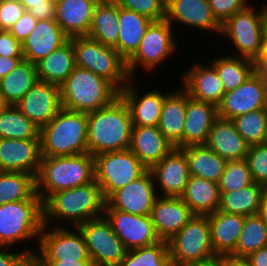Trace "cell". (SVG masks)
<instances>
[{
    "label": "cell",
    "mask_w": 267,
    "mask_h": 266,
    "mask_svg": "<svg viewBox=\"0 0 267 266\" xmlns=\"http://www.w3.org/2000/svg\"><path fill=\"white\" fill-rule=\"evenodd\" d=\"M119 7L135 11L152 21L165 19L166 0H114Z\"/></svg>",
    "instance_id": "cell-46"
},
{
    "label": "cell",
    "mask_w": 267,
    "mask_h": 266,
    "mask_svg": "<svg viewBox=\"0 0 267 266\" xmlns=\"http://www.w3.org/2000/svg\"><path fill=\"white\" fill-rule=\"evenodd\" d=\"M183 85L191 98L216 106L225 93L223 84L212 64L210 67L200 64L191 67L183 75Z\"/></svg>",
    "instance_id": "cell-28"
},
{
    "label": "cell",
    "mask_w": 267,
    "mask_h": 266,
    "mask_svg": "<svg viewBox=\"0 0 267 266\" xmlns=\"http://www.w3.org/2000/svg\"><path fill=\"white\" fill-rule=\"evenodd\" d=\"M75 66L88 69L111 82L119 91L131 80L126 60L113 47L87 36L72 37Z\"/></svg>",
    "instance_id": "cell-6"
},
{
    "label": "cell",
    "mask_w": 267,
    "mask_h": 266,
    "mask_svg": "<svg viewBox=\"0 0 267 266\" xmlns=\"http://www.w3.org/2000/svg\"><path fill=\"white\" fill-rule=\"evenodd\" d=\"M35 65L40 81L60 86L75 68L72 37Z\"/></svg>",
    "instance_id": "cell-33"
},
{
    "label": "cell",
    "mask_w": 267,
    "mask_h": 266,
    "mask_svg": "<svg viewBox=\"0 0 267 266\" xmlns=\"http://www.w3.org/2000/svg\"><path fill=\"white\" fill-rule=\"evenodd\" d=\"M255 72L267 75V43H263L260 56L254 61Z\"/></svg>",
    "instance_id": "cell-56"
},
{
    "label": "cell",
    "mask_w": 267,
    "mask_h": 266,
    "mask_svg": "<svg viewBox=\"0 0 267 266\" xmlns=\"http://www.w3.org/2000/svg\"><path fill=\"white\" fill-rule=\"evenodd\" d=\"M211 64L215 67L225 92L236 89L255 72V62L238 55L216 58Z\"/></svg>",
    "instance_id": "cell-38"
},
{
    "label": "cell",
    "mask_w": 267,
    "mask_h": 266,
    "mask_svg": "<svg viewBox=\"0 0 267 266\" xmlns=\"http://www.w3.org/2000/svg\"><path fill=\"white\" fill-rule=\"evenodd\" d=\"M258 215L260 216V218L263 220L264 224L267 227V189H265V191L261 196Z\"/></svg>",
    "instance_id": "cell-59"
},
{
    "label": "cell",
    "mask_w": 267,
    "mask_h": 266,
    "mask_svg": "<svg viewBox=\"0 0 267 266\" xmlns=\"http://www.w3.org/2000/svg\"><path fill=\"white\" fill-rule=\"evenodd\" d=\"M237 132L251 145L263 144L267 131V109H258L231 119Z\"/></svg>",
    "instance_id": "cell-43"
},
{
    "label": "cell",
    "mask_w": 267,
    "mask_h": 266,
    "mask_svg": "<svg viewBox=\"0 0 267 266\" xmlns=\"http://www.w3.org/2000/svg\"><path fill=\"white\" fill-rule=\"evenodd\" d=\"M9 105L10 104L7 102V100L0 91V113L4 111Z\"/></svg>",
    "instance_id": "cell-62"
},
{
    "label": "cell",
    "mask_w": 267,
    "mask_h": 266,
    "mask_svg": "<svg viewBox=\"0 0 267 266\" xmlns=\"http://www.w3.org/2000/svg\"><path fill=\"white\" fill-rule=\"evenodd\" d=\"M68 40L56 20H40L22 43L24 60L36 64Z\"/></svg>",
    "instance_id": "cell-22"
},
{
    "label": "cell",
    "mask_w": 267,
    "mask_h": 266,
    "mask_svg": "<svg viewBox=\"0 0 267 266\" xmlns=\"http://www.w3.org/2000/svg\"><path fill=\"white\" fill-rule=\"evenodd\" d=\"M132 120L128 106L119 96L110 105L87 113V148L95 156L130 147Z\"/></svg>",
    "instance_id": "cell-1"
},
{
    "label": "cell",
    "mask_w": 267,
    "mask_h": 266,
    "mask_svg": "<svg viewBox=\"0 0 267 266\" xmlns=\"http://www.w3.org/2000/svg\"><path fill=\"white\" fill-rule=\"evenodd\" d=\"M226 266H252L246 257H236L233 255H225Z\"/></svg>",
    "instance_id": "cell-58"
},
{
    "label": "cell",
    "mask_w": 267,
    "mask_h": 266,
    "mask_svg": "<svg viewBox=\"0 0 267 266\" xmlns=\"http://www.w3.org/2000/svg\"><path fill=\"white\" fill-rule=\"evenodd\" d=\"M245 159L253 181L267 189V146L265 144L251 145Z\"/></svg>",
    "instance_id": "cell-45"
},
{
    "label": "cell",
    "mask_w": 267,
    "mask_h": 266,
    "mask_svg": "<svg viewBox=\"0 0 267 266\" xmlns=\"http://www.w3.org/2000/svg\"><path fill=\"white\" fill-rule=\"evenodd\" d=\"M35 179L36 193L44 202L55 192L94 181V156L87 152L72 156L41 157Z\"/></svg>",
    "instance_id": "cell-3"
},
{
    "label": "cell",
    "mask_w": 267,
    "mask_h": 266,
    "mask_svg": "<svg viewBox=\"0 0 267 266\" xmlns=\"http://www.w3.org/2000/svg\"><path fill=\"white\" fill-rule=\"evenodd\" d=\"M265 189L264 186L254 182L241 190L221 193L218 210L244 217L258 214L261 196Z\"/></svg>",
    "instance_id": "cell-37"
},
{
    "label": "cell",
    "mask_w": 267,
    "mask_h": 266,
    "mask_svg": "<svg viewBox=\"0 0 267 266\" xmlns=\"http://www.w3.org/2000/svg\"><path fill=\"white\" fill-rule=\"evenodd\" d=\"M182 266H226L225 256L216 255L215 257L205 260V261H200L196 263H188Z\"/></svg>",
    "instance_id": "cell-57"
},
{
    "label": "cell",
    "mask_w": 267,
    "mask_h": 266,
    "mask_svg": "<svg viewBox=\"0 0 267 266\" xmlns=\"http://www.w3.org/2000/svg\"><path fill=\"white\" fill-rule=\"evenodd\" d=\"M104 216L127 250L150 246L161 241L154 229L151 215L141 216L104 208Z\"/></svg>",
    "instance_id": "cell-15"
},
{
    "label": "cell",
    "mask_w": 267,
    "mask_h": 266,
    "mask_svg": "<svg viewBox=\"0 0 267 266\" xmlns=\"http://www.w3.org/2000/svg\"><path fill=\"white\" fill-rule=\"evenodd\" d=\"M105 203L101 188L95 180L61 190L43 202V222L48 226L52 218L69 219L73 227H78L88 220L104 216Z\"/></svg>",
    "instance_id": "cell-2"
},
{
    "label": "cell",
    "mask_w": 267,
    "mask_h": 266,
    "mask_svg": "<svg viewBox=\"0 0 267 266\" xmlns=\"http://www.w3.org/2000/svg\"><path fill=\"white\" fill-rule=\"evenodd\" d=\"M253 178L246 159L227 161L218 182L220 193L238 191L253 184Z\"/></svg>",
    "instance_id": "cell-44"
},
{
    "label": "cell",
    "mask_w": 267,
    "mask_h": 266,
    "mask_svg": "<svg viewBox=\"0 0 267 266\" xmlns=\"http://www.w3.org/2000/svg\"><path fill=\"white\" fill-rule=\"evenodd\" d=\"M187 108V91L169 93L164 98L158 128L175 148H182V136Z\"/></svg>",
    "instance_id": "cell-30"
},
{
    "label": "cell",
    "mask_w": 267,
    "mask_h": 266,
    "mask_svg": "<svg viewBox=\"0 0 267 266\" xmlns=\"http://www.w3.org/2000/svg\"><path fill=\"white\" fill-rule=\"evenodd\" d=\"M246 258L252 266H267V246L250 253Z\"/></svg>",
    "instance_id": "cell-55"
},
{
    "label": "cell",
    "mask_w": 267,
    "mask_h": 266,
    "mask_svg": "<svg viewBox=\"0 0 267 266\" xmlns=\"http://www.w3.org/2000/svg\"><path fill=\"white\" fill-rule=\"evenodd\" d=\"M151 22L142 14L118 6L119 37L115 49L126 61L136 52Z\"/></svg>",
    "instance_id": "cell-32"
},
{
    "label": "cell",
    "mask_w": 267,
    "mask_h": 266,
    "mask_svg": "<svg viewBox=\"0 0 267 266\" xmlns=\"http://www.w3.org/2000/svg\"><path fill=\"white\" fill-rule=\"evenodd\" d=\"M117 266H172L167 241L127 250Z\"/></svg>",
    "instance_id": "cell-42"
},
{
    "label": "cell",
    "mask_w": 267,
    "mask_h": 266,
    "mask_svg": "<svg viewBox=\"0 0 267 266\" xmlns=\"http://www.w3.org/2000/svg\"><path fill=\"white\" fill-rule=\"evenodd\" d=\"M26 11L32 7L46 6V1L49 0H18Z\"/></svg>",
    "instance_id": "cell-60"
},
{
    "label": "cell",
    "mask_w": 267,
    "mask_h": 266,
    "mask_svg": "<svg viewBox=\"0 0 267 266\" xmlns=\"http://www.w3.org/2000/svg\"><path fill=\"white\" fill-rule=\"evenodd\" d=\"M5 246L0 245V248ZM36 252L25 251L19 253H7L0 249V266H31V259L34 257Z\"/></svg>",
    "instance_id": "cell-51"
},
{
    "label": "cell",
    "mask_w": 267,
    "mask_h": 266,
    "mask_svg": "<svg viewBox=\"0 0 267 266\" xmlns=\"http://www.w3.org/2000/svg\"><path fill=\"white\" fill-rule=\"evenodd\" d=\"M24 60V57L0 56V79L10 73L16 66Z\"/></svg>",
    "instance_id": "cell-53"
},
{
    "label": "cell",
    "mask_w": 267,
    "mask_h": 266,
    "mask_svg": "<svg viewBox=\"0 0 267 266\" xmlns=\"http://www.w3.org/2000/svg\"><path fill=\"white\" fill-rule=\"evenodd\" d=\"M247 4V0H209L212 12L221 25L236 12L243 10Z\"/></svg>",
    "instance_id": "cell-47"
},
{
    "label": "cell",
    "mask_w": 267,
    "mask_h": 266,
    "mask_svg": "<svg viewBox=\"0 0 267 266\" xmlns=\"http://www.w3.org/2000/svg\"><path fill=\"white\" fill-rule=\"evenodd\" d=\"M264 13L265 6L255 12L253 6L247 5L222 24L220 34L230 38L239 57L255 61L260 56L264 43Z\"/></svg>",
    "instance_id": "cell-10"
},
{
    "label": "cell",
    "mask_w": 267,
    "mask_h": 266,
    "mask_svg": "<svg viewBox=\"0 0 267 266\" xmlns=\"http://www.w3.org/2000/svg\"><path fill=\"white\" fill-rule=\"evenodd\" d=\"M132 81L131 79L124 88L119 91V96L129 108L132 125L158 126L164 98L167 93L163 94L159 92V90H153L148 93L146 92L139 98L137 88L131 84Z\"/></svg>",
    "instance_id": "cell-23"
},
{
    "label": "cell",
    "mask_w": 267,
    "mask_h": 266,
    "mask_svg": "<svg viewBox=\"0 0 267 266\" xmlns=\"http://www.w3.org/2000/svg\"><path fill=\"white\" fill-rule=\"evenodd\" d=\"M267 246V227L258 214L245 217L235 250L230 254L247 257L250 253Z\"/></svg>",
    "instance_id": "cell-41"
},
{
    "label": "cell",
    "mask_w": 267,
    "mask_h": 266,
    "mask_svg": "<svg viewBox=\"0 0 267 266\" xmlns=\"http://www.w3.org/2000/svg\"><path fill=\"white\" fill-rule=\"evenodd\" d=\"M172 26L166 19L150 23L136 52L126 61L131 79L137 71L136 66L141 64L145 70L156 69L165 59L174 54L177 44Z\"/></svg>",
    "instance_id": "cell-11"
},
{
    "label": "cell",
    "mask_w": 267,
    "mask_h": 266,
    "mask_svg": "<svg viewBox=\"0 0 267 266\" xmlns=\"http://www.w3.org/2000/svg\"><path fill=\"white\" fill-rule=\"evenodd\" d=\"M185 153L190 175L218 183L227 161L206 145H190L181 148Z\"/></svg>",
    "instance_id": "cell-35"
},
{
    "label": "cell",
    "mask_w": 267,
    "mask_h": 266,
    "mask_svg": "<svg viewBox=\"0 0 267 266\" xmlns=\"http://www.w3.org/2000/svg\"><path fill=\"white\" fill-rule=\"evenodd\" d=\"M207 217L210 225L211 244L215 255H230L236 248L245 217L220 210L207 215Z\"/></svg>",
    "instance_id": "cell-29"
},
{
    "label": "cell",
    "mask_w": 267,
    "mask_h": 266,
    "mask_svg": "<svg viewBox=\"0 0 267 266\" xmlns=\"http://www.w3.org/2000/svg\"><path fill=\"white\" fill-rule=\"evenodd\" d=\"M165 19L200 28V30L221 33L222 25L216 20L209 0H166Z\"/></svg>",
    "instance_id": "cell-21"
},
{
    "label": "cell",
    "mask_w": 267,
    "mask_h": 266,
    "mask_svg": "<svg viewBox=\"0 0 267 266\" xmlns=\"http://www.w3.org/2000/svg\"><path fill=\"white\" fill-rule=\"evenodd\" d=\"M205 145L226 161L245 159L250 147L231 120L219 117L213 122Z\"/></svg>",
    "instance_id": "cell-27"
},
{
    "label": "cell",
    "mask_w": 267,
    "mask_h": 266,
    "mask_svg": "<svg viewBox=\"0 0 267 266\" xmlns=\"http://www.w3.org/2000/svg\"><path fill=\"white\" fill-rule=\"evenodd\" d=\"M99 1L62 0L55 4L56 22L69 38L87 36Z\"/></svg>",
    "instance_id": "cell-26"
},
{
    "label": "cell",
    "mask_w": 267,
    "mask_h": 266,
    "mask_svg": "<svg viewBox=\"0 0 267 266\" xmlns=\"http://www.w3.org/2000/svg\"><path fill=\"white\" fill-rule=\"evenodd\" d=\"M217 118L216 105L195 100L187 92L182 148L190 145H205L212 124Z\"/></svg>",
    "instance_id": "cell-25"
},
{
    "label": "cell",
    "mask_w": 267,
    "mask_h": 266,
    "mask_svg": "<svg viewBox=\"0 0 267 266\" xmlns=\"http://www.w3.org/2000/svg\"><path fill=\"white\" fill-rule=\"evenodd\" d=\"M37 22L38 20L33 15L28 11H25L9 31L22 44L30 32L35 28Z\"/></svg>",
    "instance_id": "cell-49"
},
{
    "label": "cell",
    "mask_w": 267,
    "mask_h": 266,
    "mask_svg": "<svg viewBox=\"0 0 267 266\" xmlns=\"http://www.w3.org/2000/svg\"><path fill=\"white\" fill-rule=\"evenodd\" d=\"M43 225L39 237V252L31 261H91L85 239L78 227L72 232L56 225L47 231Z\"/></svg>",
    "instance_id": "cell-13"
},
{
    "label": "cell",
    "mask_w": 267,
    "mask_h": 266,
    "mask_svg": "<svg viewBox=\"0 0 267 266\" xmlns=\"http://www.w3.org/2000/svg\"><path fill=\"white\" fill-rule=\"evenodd\" d=\"M43 201L36 193L29 200L0 205V245L10 246L27 239L39 240L42 232Z\"/></svg>",
    "instance_id": "cell-7"
},
{
    "label": "cell",
    "mask_w": 267,
    "mask_h": 266,
    "mask_svg": "<svg viewBox=\"0 0 267 266\" xmlns=\"http://www.w3.org/2000/svg\"><path fill=\"white\" fill-rule=\"evenodd\" d=\"M147 170L130 149L94 156L95 181L105 200L113 192L141 177Z\"/></svg>",
    "instance_id": "cell-9"
},
{
    "label": "cell",
    "mask_w": 267,
    "mask_h": 266,
    "mask_svg": "<svg viewBox=\"0 0 267 266\" xmlns=\"http://www.w3.org/2000/svg\"><path fill=\"white\" fill-rule=\"evenodd\" d=\"M194 216L180 197L157 196L151 211L152 223L160 240L168 241Z\"/></svg>",
    "instance_id": "cell-19"
},
{
    "label": "cell",
    "mask_w": 267,
    "mask_h": 266,
    "mask_svg": "<svg viewBox=\"0 0 267 266\" xmlns=\"http://www.w3.org/2000/svg\"><path fill=\"white\" fill-rule=\"evenodd\" d=\"M36 194L35 176L24 172L0 171V205L29 200Z\"/></svg>",
    "instance_id": "cell-39"
},
{
    "label": "cell",
    "mask_w": 267,
    "mask_h": 266,
    "mask_svg": "<svg viewBox=\"0 0 267 266\" xmlns=\"http://www.w3.org/2000/svg\"><path fill=\"white\" fill-rule=\"evenodd\" d=\"M25 11L18 0H0V30L9 31Z\"/></svg>",
    "instance_id": "cell-48"
},
{
    "label": "cell",
    "mask_w": 267,
    "mask_h": 266,
    "mask_svg": "<svg viewBox=\"0 0 267 266\" xmlns=\"http://www.w3.org/2000/svg\"><path fill=\"white\" fill-rule=\"evenodd\" d=\"M42 157L87 153V113L62 108L40 129Z\"/></svg>",
    "instance_id": "cell-5"
},
{
    "label": "cell",
    "mask_w": 267,
    "mask_h": 266,
    "mask_svg": "<svg viewBox=\"0 0 267 266\" xmlns=\"http://www.w3.org/2000/svg\"><path fill=\"white\" fill-rule=\"evenodd\" d=\"M0 56L23 57L22 44L10 31L0 30Z\"/></svg>",
    "instance_id": "cell-50"
},
{
    "label": "cell",
    "mask_w": 267,
    "mask_h": 266,
    "mask_svg": "<svg viewBox=\"0 0 267 266\" xmlns=\"http://www.w3.org/2000/svg\"><path fill=\"white\" fill-rule=\"evenodd\" d=\"M78 228L85 239L92 266H117L125 257L127 249L105 216L88 220Z\"/></svg>",
    "instance_id": "cell-12"
},
{
    "label": "cell",
    "mask_w": 267,
    "mask_h": 266,
    "mask_svg": "<svg viewBox=\"0 0 267 266\" xmlns=\"http://www.w3.org/2000/svg\"><path fill=\"white\" fill-rule=\"evenodd\" d=\"M38 80L36 65L23 60L0 79V91L10 105H16Z\"/></svg>",
    "instance_id": "cell-36"
},
{
    "label": "cell",
    "mask_w": 267,
    "mask_h": 266,
    "mask_svg": "<svg viewBox=\"0 0 267 266\" xmlns=\"http://www.w3.org/2000/svg\"><path fill=\"white\" fill-rule=\"evenodd\" d=\"M266 146H267V131H266V137H265V140H264V143Z\"/></svg>",
    "instance_id": "cell-64"
},
{
    "label": "cell",
    "mask_w": 267,
    "mask_h": 266,
    "mask_svg": "<svg viewBox=\"0 0 267 266\" xmlns=\"http://www.w3.org/2000/svg\"><path fill=\"white\" fill-rule=\"evenodd\" d=\"M220 196L218 183L191 175L180 198L194 215L207 216L218 210Z\"/></svg>",
    "instance_id": "cell-31"
},
{
    "label": "cell",
    "mask_w": 267,
    "mask_h": 266,
    "mask_svg": "<svg viewBox=\"0 0 267 266\" xmlns=\"http://www.w3.org/2000/svg\"><path fill=\"white\" fill-rule=\"evenodd\" d=\"M155 183L148 169L141 177L113 192L106 199L105 208L141 216L151 215L154 201L159 195H156Z\"/></svg>",
    "instance_id": "cell-16"
},
{
    "label": "cell",
    "mask_w": 267,
    "mask_h": 266,
    "mask_svg": "<svg viewBox=\"0 0 267 266\" xmlns=\"http://www.w3.org/2000/svg\"><path fill=\"white\" fill-rule=\"evenodd\" d=\"M263 38L264 43H267V6H265V13L263 18Z\"/></svg>",
    "instance_id": "cell-61"
},
{
    "label": "cell",
    "mask_w": 267,
    "mask_h": 266,
    "mask_svg": "<svg viewBox=\"0 0 267 266\" xmlns=\"http://www.w3.org/2000/svg\"><path fill=\"white\" fill-rule=\"evenodd\" d=\"M28 12L38 21L40 20H56L55 4L50 0L46 1V6L32 7Z\"/></svg>",
    "instance_id": "cell-52"
},
{
    "label": "cell",
    "mask_w": 267,
    "mask_h": 266,
    "mask_svg": "<svg viewBox=\"0 0 267 266\" xmlns=\"http://www.w3.org/2000/svg\"><path fill=\"white\" fill-rule=\"evenodd\" d=\"M174 148L158 126L132 127L129 149L147 169L161 161Z\"/></svg>",
    "instance_id": "cell-24"
},
{
    "label": "cell",
    "mask_w": 267,
    "mask_h": 266,
    "mask_svg": "<svg viewBox=\"0 0 267 266\" xmlns=\"http://www.w3.org/2000/svg\"><path fill=\"white\" fill-rule=\"evenodd\" d=\"M33 266H92L91 261H31Z\"/></svg>",
    "instance_id": "cell-54"
},
{
    "label": "cell",
    "mask_w": 267,
    "mask_h": 266,
    "mask_svg": "<svg viewBox=\"0 0 267 266\" xmlns=\"http://www.w3.org/2000/svg\"><path fill=\"white\" fill-rule=\"evenodd\" d=\"M0 138L40 139V128L15 105H9L0 113Z\"/></svg>",
    "instance_id": "cell-40"
},
{
    "label": "cell",
    "mask_w": 267,
    "mask_h": 266,
    "mask_svg": "<svg viewBox=\"0 0 267 266\" xmlns=\"http://www.w3.org/2000/svg\"><path fill=\"white\" fill-rule=\"evenodd\" d=\"M258 109H267V79L254 72L236 89L224 93L217 105V114L219 118L231 120Z\"/></svg>",
    "instance_id": "cell-14"
},
{
    "label": "cell",
    "mask_w": 267,
    "mask_h": 266,
    "mask_svg": "<svg viewBox=\"0 0 267 266\" xmlns=\"http://www.w3.org/2000/svg\"><path fill=\"white\" fill-rule=\"evenodd\" d=\"M167 244L172 266L205 261L216 256L207 216L194 215Z\"/></svg>",
    "instance_id": "cell-8"
},
{
    "label": "cell",
    "mask_w": 267,
    "mask_h": 266,
    "mask_svg": "<svg viewBox=\"0 0 267 266\" xmlns=\"http://www.w3.org/2000/svg\"><path fill=\"white\" fill-rule=\"evenodd\" d=\"M149 170L153 179L158 180L163 196L180 197L191 176L187 157L178 148H174Z\"/></svg>",
    "instance_id": "cell-20"
},
{
    "label": "cell",
    "mask_w": 267,
    "mask_h": 266,
    "mask_svg": "<svg viewBox=\"0 0 267 266\" xmlns=\"http://www.w3.org/2000/svg\"><path fill=\"white\" fill-rule=\"evenodd\" d=\"M118 33V4L114 0L99 1L95 7L87 37L105 46L116 48Z\"/></svg>",
    "instance_id": "cell-34"
},
{
    "label": "cell",
    "mask_w": 267,
    "mask_h": 266,
    "mask_svg": "<svg viewBox=\"0 0 267 266\" xmlns=\"http://www.w3.org/2000/svg\"><path fill=\"white\" fill-rule=\"evenodd\" d=\"M52 3H54V4H56V3H58V2H60V1H62V0H50Z\"/></svg>",
    "instance_id": "cell-63"
},
{
    "label": "cell",
    "mask_w": 267,
    "mask_h": 266,
    "mask_svg": "<svg viewBox=\"0 0 267 266\" xmlns=\"http://www.w3.org/2000/svg\"><path fill=\"white\" fill-rule=\"evenodd\" d=\"M15 106L41 129L62 109L60 86L38 80Z\"/></svg>",
    "instance_id": "cell-17"
},
{
    "label": "cell",
    "mask_w": 267,
    "mask_h": 266,
    "mask_svg": "<svg viewBox=\"0 0 267 266\" xmlns=\"http://www.w3.org/2000/svg\"><path fill=\"white\" fill-rule=\"evenodd\" d=\"M41 157L40 139L0 138V171L24 172L36 177Z\"/></svg>",
    "instance_id": "cell-18"
},
{
    "label": "cell",
    "mask_w": 267,
    "mask_h": 266,
    "mask_svg": "<svg viewBox=\"0 0 267 266\" xmlns=\"http://www.w3.org/2000/svg\"><path fill=\"white\" fill-rule=\"evenodd\" d=\"M60 95L62 108L91 113L110 105L119 97V90L107 79L75 66L60 85Z\"/></svg>",
    "instance_id": "cell-4"
}]
</instances>
